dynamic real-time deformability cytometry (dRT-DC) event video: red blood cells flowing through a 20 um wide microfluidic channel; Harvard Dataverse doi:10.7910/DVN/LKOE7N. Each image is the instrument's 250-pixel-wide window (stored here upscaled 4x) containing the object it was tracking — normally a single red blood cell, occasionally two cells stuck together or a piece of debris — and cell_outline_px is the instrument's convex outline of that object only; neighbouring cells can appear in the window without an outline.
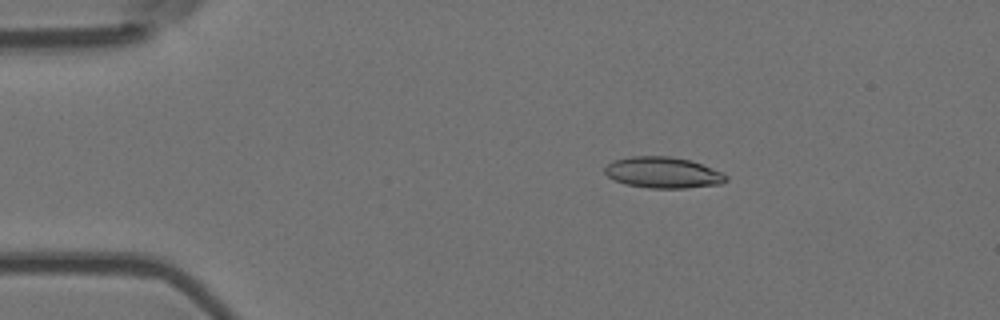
{"species": "Egyptian fruit bat (a non-hibernating species)", "species_latin": "Rousettus aegyptiacus", "temperature_condition": "room temperature", "stored_images_in_passage": 21, "camera_frame_rate_fps": 3000, "um_per_image_px": 0.085, "animal": {"sex": "female"}, "frame": {"image": 1, "passage_image": 1, "time_ms": 0.0, "image_size_px": [1000, 320], "cell_outline_px": [[728, 180], [720, 184], [684, 188], [648, 188], [624, 184], [608, 176], [604, 172], [604, 168], [612, 160], [632, 156], [672, 156], [692, 160], [724, 172], [728, 176]], "centroid_in_image_um": [56.38, 14.66], "position_along_channel_um": 28.6, "area_um2": 22.25}}
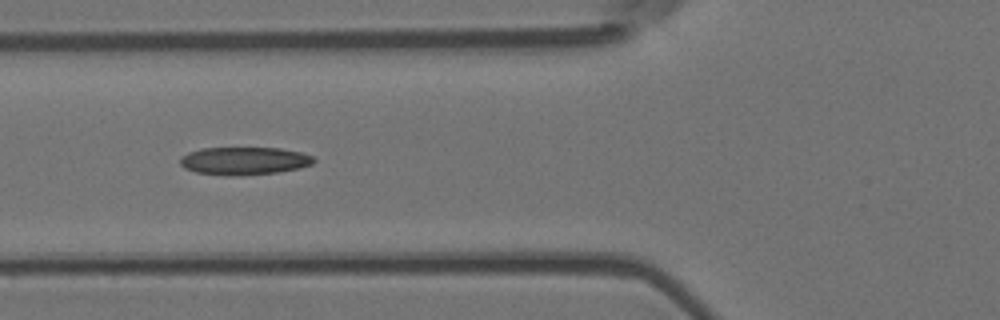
{"frame": {"image": 2, "passage_image": 12, "time_ms": 3.667, "image_size_px": [1000, 320], "cell_outline_px": [[316, 160], [312, 164], [300, 168], [276, 172], [240, 176], [228, 176], [196, 172], [184, 168], [180, 164], [180, 156], [188, 152], [200, 148], [280, 148], [300, 152], [312, 156]], "centroid_in_image_um": [20.73, 13.67], "position_along_channel_um": 105.1, "area_um2": 21.79}}
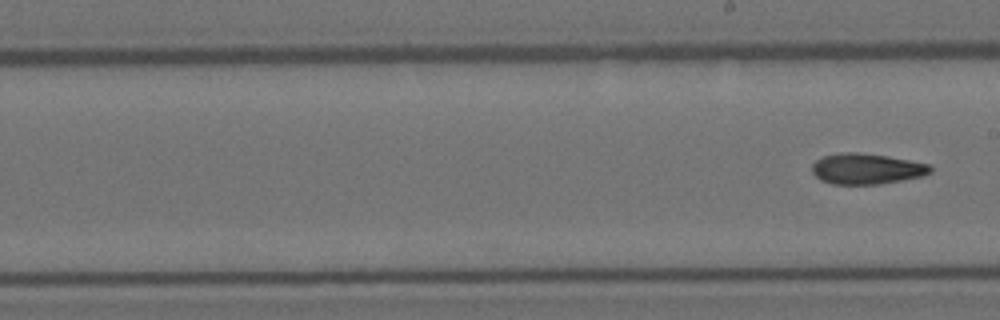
{"frame": {"image": 3, "passage_image": 21, "time_ms": 6.667, "image_size_px": [1000, 320], "cell_outline_px": [[932, 172], [924, 176], [880, 184], [832, 184], [820, 180], [812, 172], [812, 164], [816, 160], [824, 156], [844, 152], [856, 152], [888, 156], [928, 164], [932, 168]], "centroid_in_image_um": [73.66, 14.35], "position_along_channel_um": 215.3, "area_um2": 21.15}}